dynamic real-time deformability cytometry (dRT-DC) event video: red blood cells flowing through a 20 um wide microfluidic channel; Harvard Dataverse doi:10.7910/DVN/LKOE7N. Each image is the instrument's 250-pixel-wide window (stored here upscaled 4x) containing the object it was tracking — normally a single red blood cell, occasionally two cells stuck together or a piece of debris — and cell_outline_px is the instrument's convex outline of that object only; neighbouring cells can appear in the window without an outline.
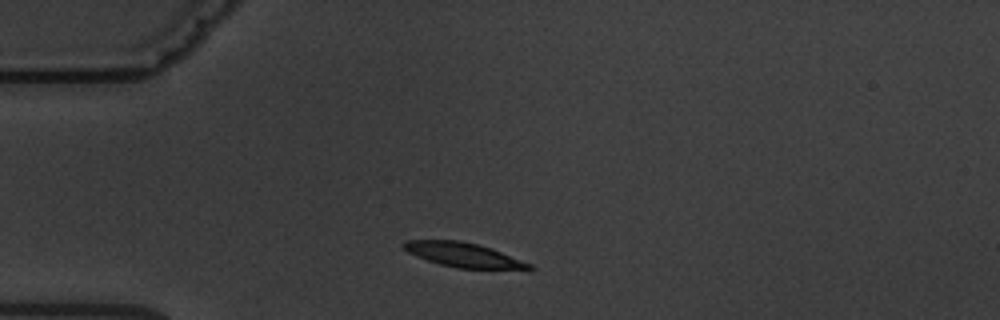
{"species": "common noctule bat (a hibernating species)", "species_latin": "Nyctalus noctula", "temperature_condition": "warm", "stored_images_in_passage": 5, "camera_frame_rate_fps": 3000, "um_per_image_px": 0.085, "animal": {"sex": "male", "body_mass_g": 19.5, "forearm_length_mm": 54.6}, "frame": {"image": 1, "passage_image": 1, "time_ms": 0.0, "image_size_px": [1000, 320], "cell_outline_px": [[536, 268], [532, 272], [528, 272], [456, 268], [440, 264], [416, 256], [408, 252], [400, 244], [408, 240], [460, 240], [480, 244], [532, 264]], "centroid_in_image_um": [39.58, 21.72], "position_along_channel_um": 45.4, "area_um2": 18.73}}
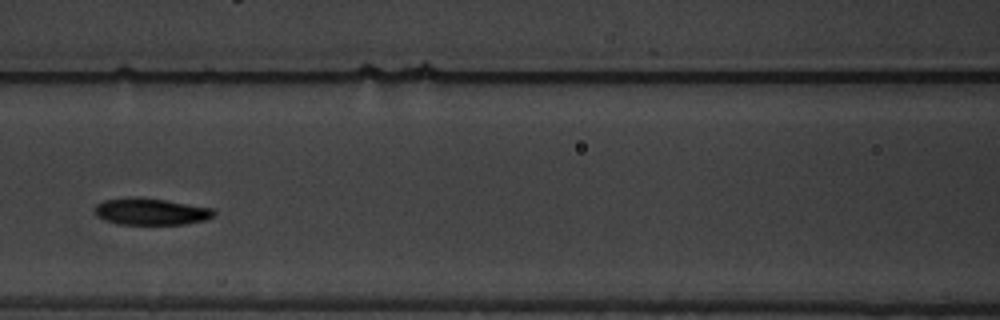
{"frame": {"image": 2, "passage_image": 4, "time_ms": 3.667, "image_size_px": [1000, 320], "cell_outline_px": [[216, 216], [204, 220], [184, 224], [116, 224], [104, 220], [96, 216], [96, 204], [104, 200], [132, 196], [164, 200], [212, 208], [216, 212]], "centroid_in_image_um": [12.81, 17.98], "position_along_channel_um": 153.8, "area_um2": 18.55}}
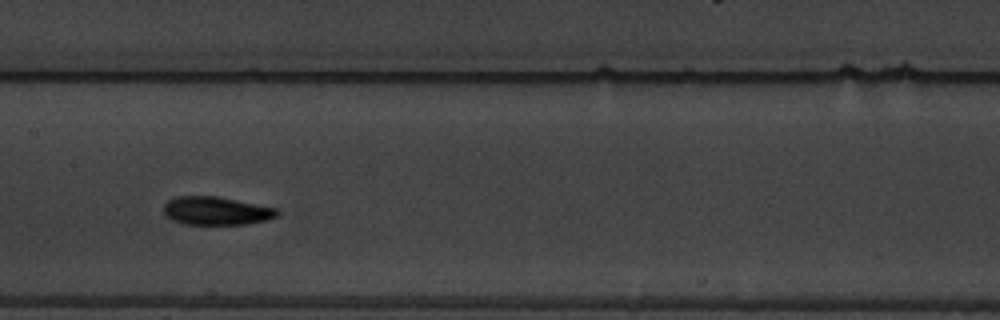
{"frame": {"image": 3, "passage_image": 5, "time_ms": 4.667, "image_size_px": [1000, 320], "cell_outline_px": [[280, 212], [276, 216], [268, 220], [248, 224], [184, 224], [172, 220], [164, 212], [164, 204], [168, 200], [176, 196], [216, 196], [280, 208]], "centroid_in_image_um": [18.43, 17.92], "position_along_channel_um": 189.0, "area_um2": 18.84}}